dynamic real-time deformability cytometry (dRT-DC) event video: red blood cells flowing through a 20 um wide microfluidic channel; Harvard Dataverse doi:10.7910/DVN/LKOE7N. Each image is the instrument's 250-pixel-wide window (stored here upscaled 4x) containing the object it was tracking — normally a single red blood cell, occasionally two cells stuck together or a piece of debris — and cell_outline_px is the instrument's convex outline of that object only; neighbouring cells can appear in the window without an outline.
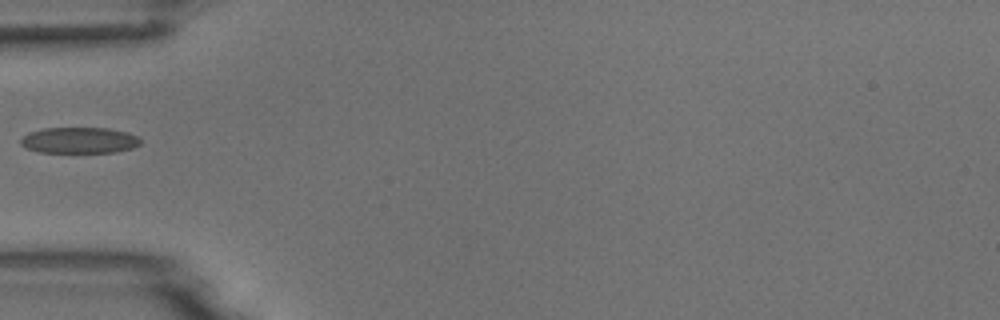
{"species": "common noctule bat (a hibernating species)", "species_latin": "Nyctalus noctula", "temperature_condition": "room temperature", "stored_images_in_passage": 4, "segment_of_instrument_passage": [2, 2], "camera_frame_rate_fps": 3000, "um_per_image_px": 0.085, "animal": {"sex": "male", "body_mass_g": 18.8}, "frame": {"image": 1, "passage_image": 4, "time_ms": 5.0, "image_size_px": [1000, 320], "cell_outline_px": [[140, 144], [132, 148], [116, 152], [40, 152], [24, 148], [20, 144], [20, 140], [28, 132], [44, 128], [108, 128], [128, 132], [136, 136], [140, 140]], "centroid_in_image_um": [6.71, 11.92], "position_along_channel_um": 78.3, "area_um2": 18.21}}